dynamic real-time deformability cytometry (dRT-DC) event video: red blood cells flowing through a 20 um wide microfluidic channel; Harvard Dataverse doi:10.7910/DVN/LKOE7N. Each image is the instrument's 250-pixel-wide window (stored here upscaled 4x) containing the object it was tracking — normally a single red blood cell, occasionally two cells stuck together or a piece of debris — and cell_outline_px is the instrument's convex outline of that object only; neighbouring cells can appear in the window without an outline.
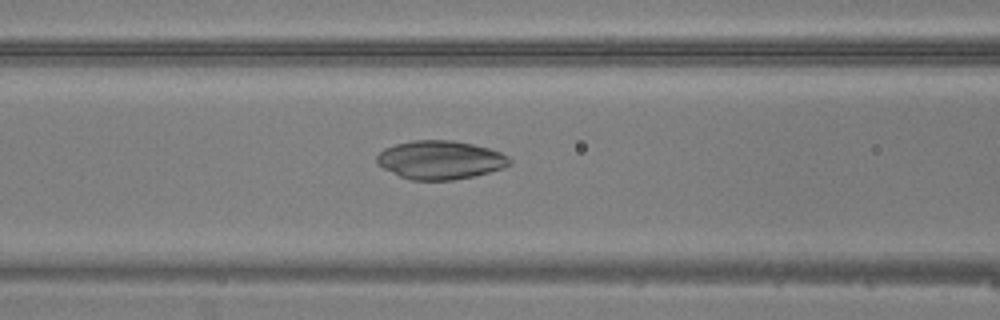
{"species": "common noctule bat (a hibernating species)", "species_latin": "Nyctalus noctula", "temperature_condition": "warm", "stored_images_in_passage": 47, "camera_frame_rate_fps": 3000, "um_per_image_px": 0.085, "animal": {"sex": "male", "body_mass_g": 20.5, "forearm_length_mm": 52.5}, "frame": {"image": 1, "passage_image": 20, "time_ms": 6.333, "image_size_px": [1000, 320], "cell_outline_px": [[512, 164], [504, 168], [472, 176], [452, 180], [412, 180], [400, 176], [376, 164], [376, 156], [384, 148], [396, 144], [412, 140], [452, 140], [472, 144], [488, 148], [500, 152], [508, 156], [512, 160]], "centroid_in_image_um": [37.42, 13.59], "position_along_channel_um": 129.2, "area_um2": 29.82}}
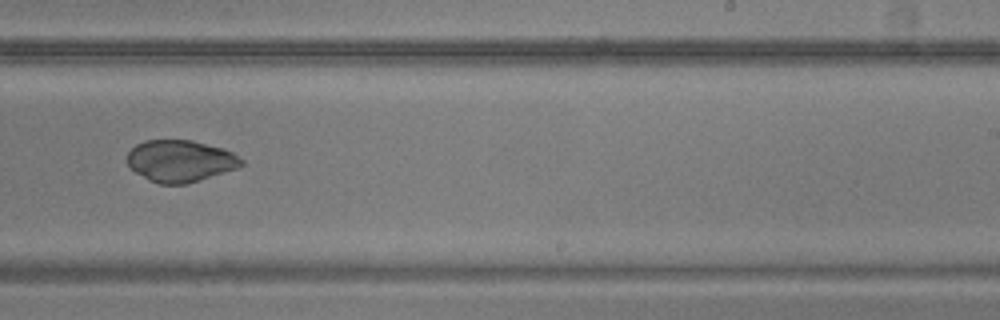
{"frame": {"image": 2, "passage_image": 30, "time_ms": 9.667, "image_size_px": [1000, 320], "cell_outline_px": [[244, 164], [240, 168], [188, 184], [160, 184], [148, 180], [136, 172], [128, 164], [128, 152], [136, 144], [144, 140], [192, 140], [224, 148], [232, 152], [244, 160]], "centroid_in_image_um": [15.37, 13.69], "position_along_channel_um": 273.6, "area_um2": 28.09}}
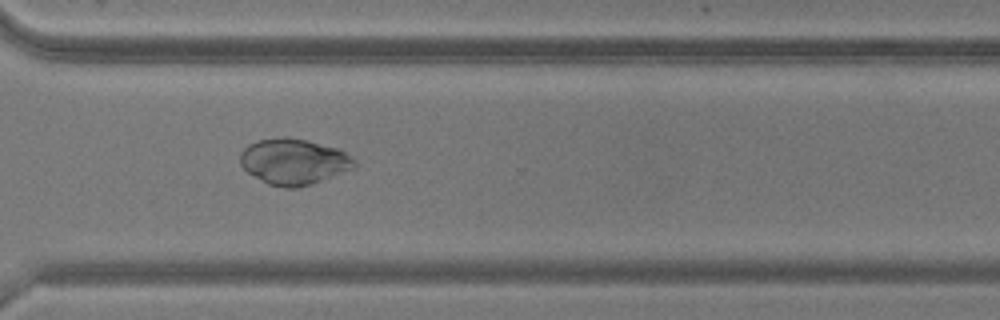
{"frame": {"image": 3, "passage_image": 35, "time_ms": 11.333, "image_size_px": [1000, 320], "cell_outline_px": [[356, 168], [312, 184], [296, 188], [284, 188], [268, 184], [248, 172], [240, 164], [240, 152], [248, 144], [256, 140], [284, 136], [288, 136], [308, 140], [336, 148], [344, 152], [356, 160]], "centroid_in_image_um": [24.97, 13.73], "position_along_channel_um": 345.6, "area_um2": 30.81}}